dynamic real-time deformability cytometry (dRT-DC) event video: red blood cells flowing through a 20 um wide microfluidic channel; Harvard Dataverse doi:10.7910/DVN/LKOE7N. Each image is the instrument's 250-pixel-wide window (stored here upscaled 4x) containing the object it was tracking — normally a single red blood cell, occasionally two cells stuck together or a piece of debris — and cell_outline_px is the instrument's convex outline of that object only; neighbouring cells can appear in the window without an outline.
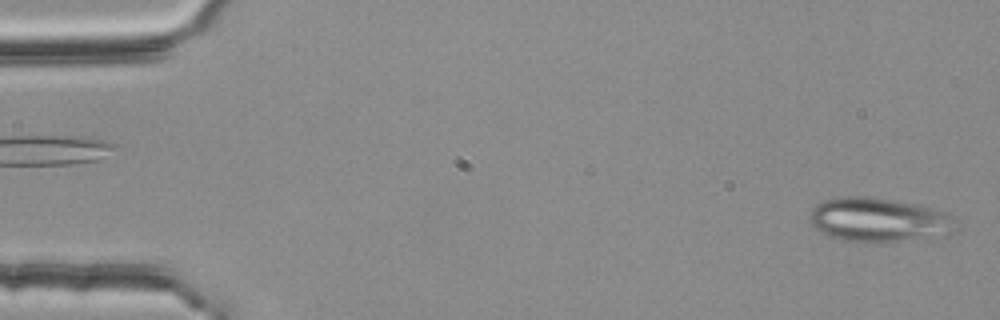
{"species": "common noctule bat (a hibernating species)", "species_latin": "Nyctalus noctula", "temperature_condition": "room temperature", "stored_images_in_passage": 54, "segment_of_instrument_passage": [1, 2], "camera_frame_rate_fps": 3000, "um_per_image_px": 0.085, "animal": {"sex": "female", "body_mass_g": 25.1}, "frame": {"image": 1, "passage_image": 2, "time_ms": 0.333, "image_size_px": [1000, 320], "cell_outline_px": [[956, 232], [896, 240], [844, 240], [832, 236], [816, 228], [812, 224], [808, 216], [812, 208], [816, 204], [824, 200], [848, 196], [868, 196], [892, 200], [912, 204], [944, 212], [952, 216]], "centroid_in_image_um": [74.62, 18.64], "position_along_channel_um": 10.4, "area_um2": 35.95}}